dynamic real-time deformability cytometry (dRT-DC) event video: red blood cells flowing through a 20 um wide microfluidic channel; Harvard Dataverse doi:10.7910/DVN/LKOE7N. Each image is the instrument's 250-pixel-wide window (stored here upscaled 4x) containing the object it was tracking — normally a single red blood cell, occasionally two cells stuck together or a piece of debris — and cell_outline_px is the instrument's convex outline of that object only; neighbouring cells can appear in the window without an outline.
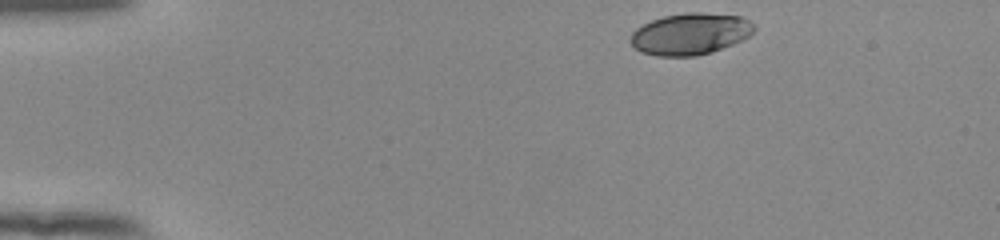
{"species": "human", "species_latin": "Homo sapiens", "temperature_condition": "room temperature", "stored_images_in_passage": 46, "camera_frame_rate_fps": 3000, "um_per_image_px": 0.085, "donor": {"sex": "female"}, "frame": {"image": 1, "passage_image": 1, "time_ms": 0.0, "image_size_px": [1000, 240], "cell_outline_px": [[756, 28], [748, 36], [732, 44], [712, 52], [696, 56], [656, 56], [640, 52], [628, 40], [632, 32], [636, 28], [652, 20], [664, 16], [684, 12], [700, 12], [744, 16], [756, 24]], "centroid_in_image_um": [58.68, 2.87], "position_along_channel_um": 26.3, "area_um2": 30.23}}
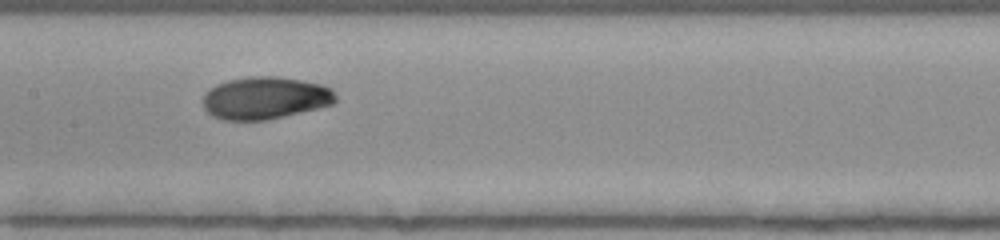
{"frame": {"image": 2, "passage_image": 20, "time_ms": 6.333, "image_size_px": [1000, 240], "cell_outline_px": [[336, 100], [332, 104], [268, 120], [224, 120], [212, 116], [204, 108], [204, 92], [208, 88], [216, 84], [228, 80], [252, 76], [276, 76], [300, 80], [320, 84], [332, 88], [336, 96]], "centroid_in_image_um": [22.51, 8.32], "position_along_channel_um": 184.9, "area_um2": 32.71}}
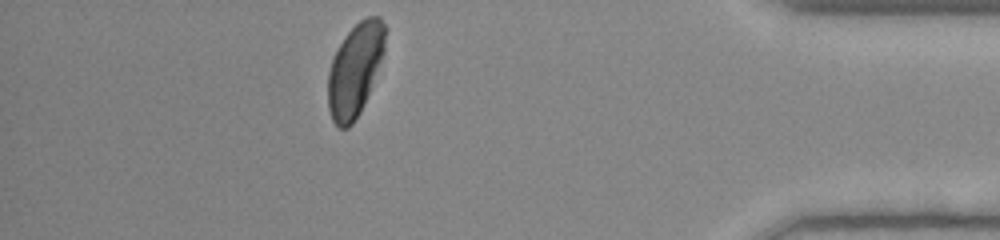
{"frame": {"image": 3, "passage_image": 40, "time_ms": 13.0, "image_size_px": [1000, 240], "cell_outline_px": [[388, 28], [384, 52], [364, 104], [360, 112], [352, 124], [348, 128], [336, 128], [332, 120], [328, 108], [328, 72], [332, 60], [344, 36], [360, 20], [368, 16], [380, 16]], "centroid_in_image_um": [30.19, 5.91], "position_along_channel_um": 405.0, "area_um2": 30.98}, "authors_computed_cell_mechanics": {"area_um2": 31.8478, "velocity_mm_per_s": 3.8849, "shape_relaxation_time_tau1_ms": 3.4116, "shape_relaxation_time_tau2_ms": 1.1925, "deformation_change_tau1": 0.1376, "deformation_change_tau2": 0.0366}}